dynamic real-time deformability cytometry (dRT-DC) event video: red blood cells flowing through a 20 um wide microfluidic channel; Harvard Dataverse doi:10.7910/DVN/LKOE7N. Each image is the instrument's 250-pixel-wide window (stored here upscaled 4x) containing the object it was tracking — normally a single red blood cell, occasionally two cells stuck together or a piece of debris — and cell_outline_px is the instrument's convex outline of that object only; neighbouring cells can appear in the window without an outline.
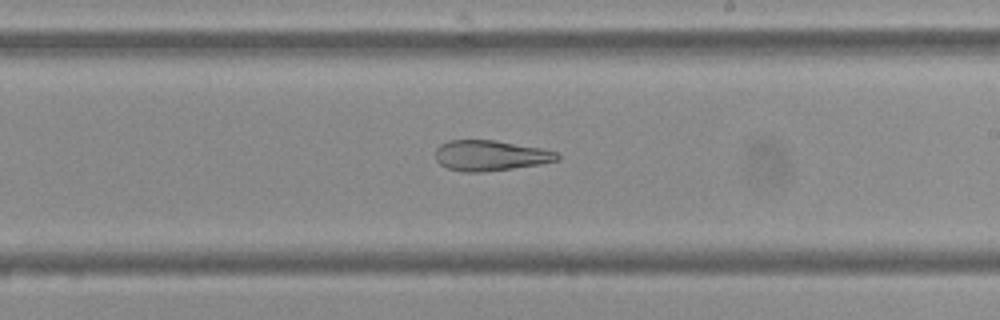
{"species": "Egyptian fruit bat (a non-hibernating species)", "species_latin": "Rousettus aegyptiacus", "temperature_condition": "cold", "stored_images_in_passage": 55, "camera_frame_rate_fps": 3000, "um_per_image_px": 0.085, "frame": {"image": 1, "passage_image": 32, "time_ms": 10.333, "image_size_px": [1000, 320], "cell_outline_px": [[560, 160], [540, 164], [484, 172], [464, 172], [448, 168], [440, 164], [436, 160], [436, 148], [440, 144], [448, 140], [496, 140], [540, 148], [556, 152], [560, 156]], "centroid_in_image_um": [41.67, 13.22], "position_along_channel_um": 247.3, "area_um2": 21.62}, "authors_computed_cell_mechanics": {"area_um2": 27.5128, "velocity_mm_per_s": 3.6942, "shape_relaxation_time_tau1_ms": null, "shape_relaxation_time_tau2_ms": 6.5752, "deformation_change_tau1": null, "deformation_change_tau2": 0.1808}}